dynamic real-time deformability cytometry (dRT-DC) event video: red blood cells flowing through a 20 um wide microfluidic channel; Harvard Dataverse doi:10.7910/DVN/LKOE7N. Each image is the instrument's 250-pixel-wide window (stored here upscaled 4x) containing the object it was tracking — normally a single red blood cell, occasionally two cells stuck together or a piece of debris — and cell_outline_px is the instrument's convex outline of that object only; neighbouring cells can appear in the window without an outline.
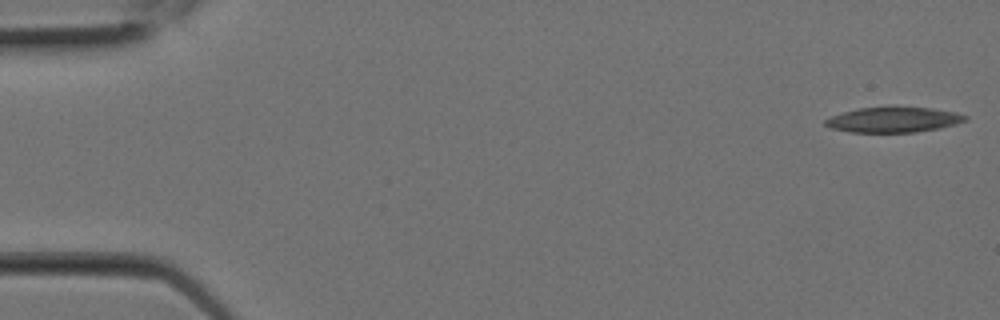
{"species": "Egyptian fruit bat (a non-hibernating species)", "species_latin": "Rousettus aegyptiacus", "temperature_condition": "room temperature", "stored_images_in_passage": 12, "camera_frame_rate_fps": 3000, "um_per_image_px": 0.085, "animal": {"sex": "female"}, "frame": {"image": 1, "passage_image": 1, "time_ms": 0.0, "image_size_px": [1000, 320], "cell_outline_px": [[968, 120], [956, 124], [940, 128], [916, 132], [848, 132], [832, 128], [824, 124], [824, 120], [832, 116], [844, 112], [860, 108], [888, 104], [896, 104], [932, 108], [956, 112], [968, 116]], "centroid_in_image_um": [75.99, 10.13], "position_along_channel_um": 9.0, "area_um2": 21.44}}
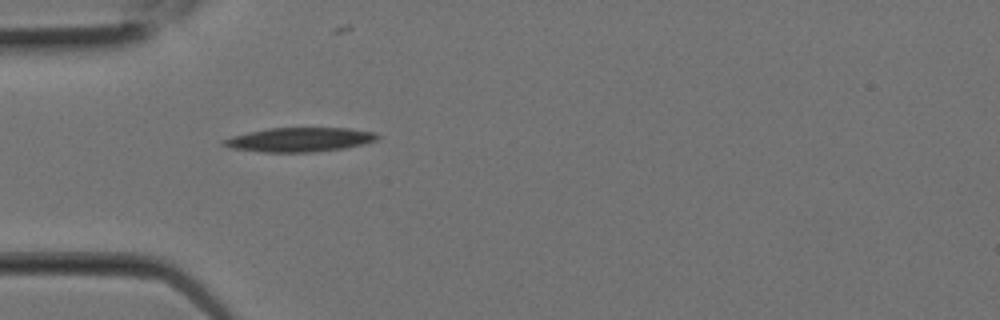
{"frame": {"image": 2, "passage_image": 7, "time_ms": 2.0, "image_size_px": [1000, 320], "cell_outline_px": [[380, 140], [364, 144], [344, 148], [316, 152], [264, 152], [232, 148], [220, 144], [220, 140], [232, 136], [248, 132], [268, 128], [348, 128], [376, 132], [380, 136]], "centroid_in_image_um": [25.5, 11.87], "position_along_channel_um": 59.5, "area_um2": 21.91}}
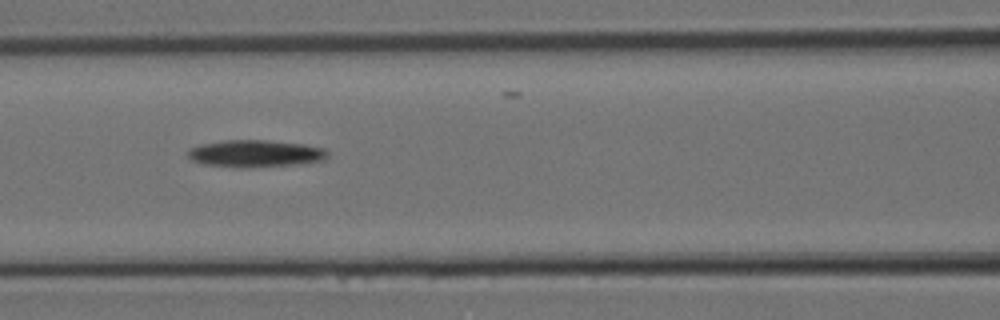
{"frame": {"image": 3, "passage_image": 10, "time_ms": 3.0, "image_size_px": [1000, 320], "cell_outline_px": [[328, 156], [324, 160], [300, 164], [244, 168], [236, 168], [204, 164], [192, 160], [188, 156], [188, 148], [200, 144], [224, 140], [268, 140], [304, 144], [324, 148], [328, 152]], "centroid_in_image_um": [21.7, 13.05], "position_along_channel_um": 144.9, "area_um2": 22.37}}